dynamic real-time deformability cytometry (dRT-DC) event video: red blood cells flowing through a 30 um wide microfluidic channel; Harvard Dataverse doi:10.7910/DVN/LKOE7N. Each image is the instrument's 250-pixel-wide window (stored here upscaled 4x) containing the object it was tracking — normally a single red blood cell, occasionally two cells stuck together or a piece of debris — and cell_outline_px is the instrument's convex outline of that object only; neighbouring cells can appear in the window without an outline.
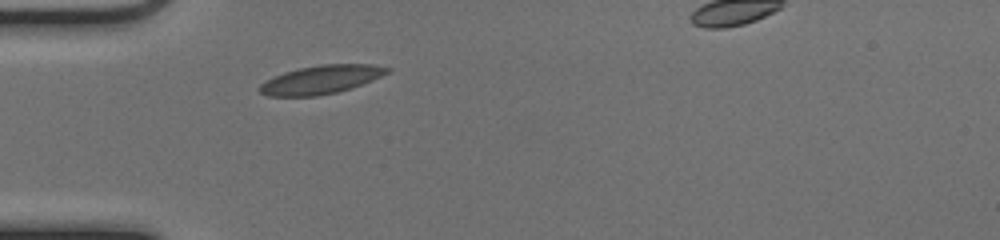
{"species": "common noctule bat (a hibernating species)", "species_latin": "Nyctalus noctula", "temperature_condition": "cold", "stored_images_in_passage": 34, "camera_frame_rate_fps": 3000, "um_per_image_px": 0.085, "animal": {"sex": "female", "body_mass_g": 17.0, "forearm_length_mm": 48.0}, "frame": {"image": 1, "passage_image": 1, "time_ms": 0.0, "image_size_px": [1000, 240], "cell_outline_px": [[392, 72], [352, 88], [336, 92], [316, 96], [268, 96], [260, 92], [256, 88], [264, 80], [272, 76], [284, 72], [300, 68], [320, 64], [372, 64], [392, 68]], "centroid_in_image_um": [27.28, 6.76], "position_along_channel_um": 57.7, "area_um2": 21.44}}
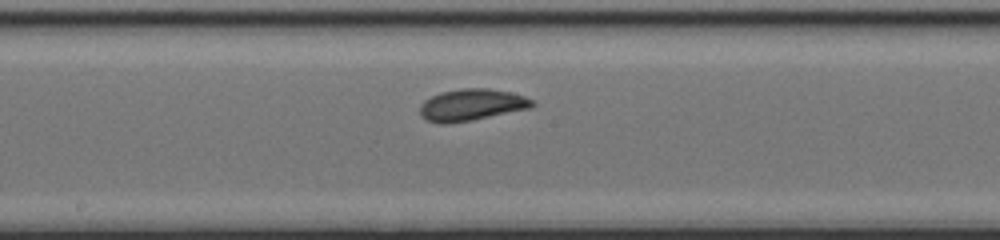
{"frame": {"image": 2, "passage_image": 13, "time_ms": 4.0, "image_size_px": [1000, 240], "cell_outline_px": [[536, 104], [532, 108], [472, 120], [444, 124], [440, 124], [424, 120], [420, 116], [420, 104], [424, 100], [440, 92], [460, 88], [488, 88], [508, 92], [524, 96], [536, 100]], "centroid_in_image_um": [40.08, 8.92], "position_along_channel_um": 208.1, "area_um2": 21.04}}
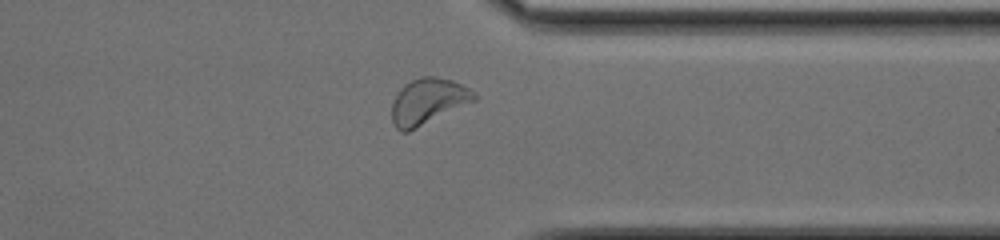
{"frame": {"image": 3, "passage_image": 26, "time_ms": 8.333, "image_size_px": [1000, 240], "cell_outline_px": [[476, 100], [408, 132], [400, 132], [392, 124], [392, 104], [400, 88], [404, 84], [420, 76], [432, 76], [452, 80], [476, 92]], "centroid_in_image_um": [36.36, 8.62], "position_along_channel_um": 375.0, "area_um2": 21.96}}